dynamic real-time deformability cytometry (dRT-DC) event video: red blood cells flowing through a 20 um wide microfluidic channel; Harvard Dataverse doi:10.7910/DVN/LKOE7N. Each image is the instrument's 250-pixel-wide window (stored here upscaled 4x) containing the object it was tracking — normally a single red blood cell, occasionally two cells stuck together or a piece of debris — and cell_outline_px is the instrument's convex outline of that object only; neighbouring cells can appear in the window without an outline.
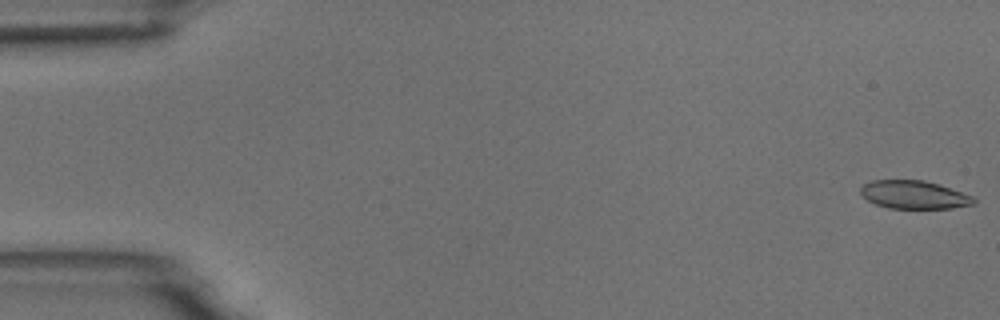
{"species": "common noctule bat (a hibernating species)", "species_latin": "Nyctalus noctula", "temperature_condition": "room temperature", "stored_images_in_passage": 4, "camera_frame_rate_fps": 3000, "um_per_image_px": 0.085, "animal": {"sex": "male", "body_mass_g": 18.8}, "frame": {"image": 1, "passage_image": 1, "time_ms": 0.0, "image_size_px": [1000, 320], "cell_outline_px": [[976, 204], [952, 208], [888, 208], [876, 204], [868, 200], [860, 192], [860, 188], [864, 184], [872, 180], [924, 180], [940, 184], [972, 196], [976, 200]], "centroid_in_image_um": [77.71, 16.55], "position_along_channel_um": 7.3, "area_um2": 18.55}}